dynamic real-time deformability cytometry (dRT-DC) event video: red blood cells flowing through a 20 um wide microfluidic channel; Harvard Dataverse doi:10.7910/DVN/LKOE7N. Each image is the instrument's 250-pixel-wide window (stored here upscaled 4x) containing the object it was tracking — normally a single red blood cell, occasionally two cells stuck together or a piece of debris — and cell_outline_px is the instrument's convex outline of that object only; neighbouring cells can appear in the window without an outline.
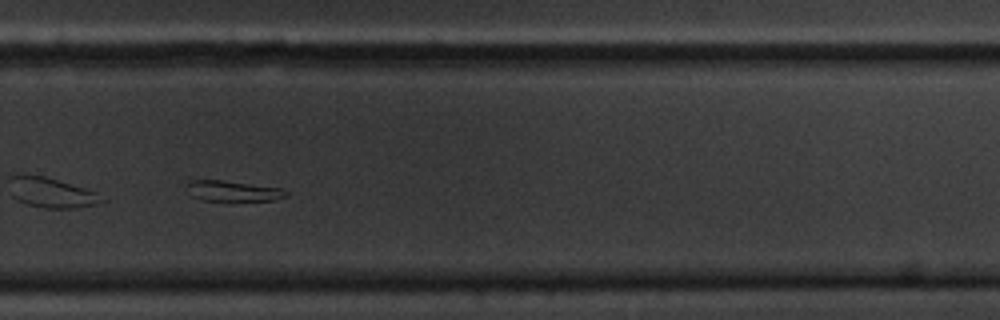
{"species": "common noctule bat (a hibernating species)", "species_latin": "Nyctalus noctula", "temperature_condition": "cold", "stored_images_in_passage": 51, "camera_frame_rate_fps": 3000, "um_per_image_px": 0.085, "animal": {"sex": "male", "body_mass_g": 20.1, "forearm_length_mm": 53.5}, "frame": {"image": 1, "passage_image": 33, "time_ms": 10.667, "image_size_px": [1000, 320], "cell_outline_px": [[288, 196], [276, 200], [232, 204], [204, 200], [192, 196], [188, 184], [188, 180], [220, 180], [284, 188], [288, 192]], "centroid_in_image_um": [19.92, 16.3], "position_along_channel_um": 309.9, "area_um2": 12.72}}
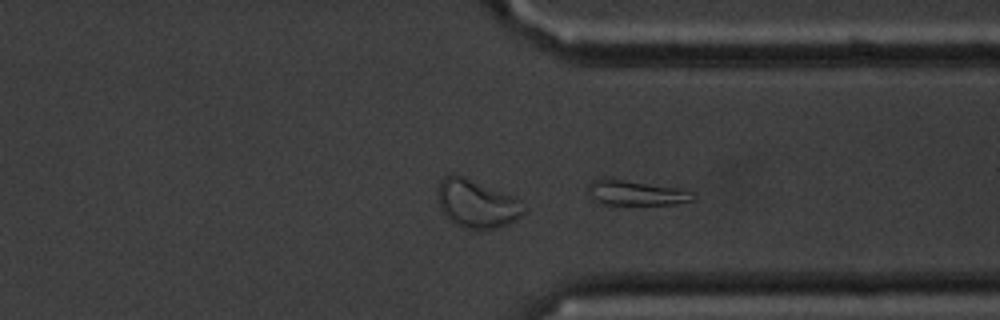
{"frame": {"image": 2, "passage_image": 37, "time_ms": 12.0, "image_size_px": [1000, 320], "cell_outline_px": [[696, 200], [676, 204], [600, 204], [592, 200], [588, 196], [588, 184], [592, 180], [600, 176], [604, 176], [688, 188], [696, 196]], "centroid_in_image_um": [54.07, 16.35], "position_along_channel_um": 357.3, "area_um2": 16.42}, "authors_computed_cell_mechanics": {"area_um2": 13.9876, "velocity_mm_per_s": 3.4987, "shape_relaxation_time_tau1_ms": 3.6376, "shape_relaxation_time_tau2_ms": null, "deformation_change_tau1": 0.1279, "deformation_change_tau2": null}}